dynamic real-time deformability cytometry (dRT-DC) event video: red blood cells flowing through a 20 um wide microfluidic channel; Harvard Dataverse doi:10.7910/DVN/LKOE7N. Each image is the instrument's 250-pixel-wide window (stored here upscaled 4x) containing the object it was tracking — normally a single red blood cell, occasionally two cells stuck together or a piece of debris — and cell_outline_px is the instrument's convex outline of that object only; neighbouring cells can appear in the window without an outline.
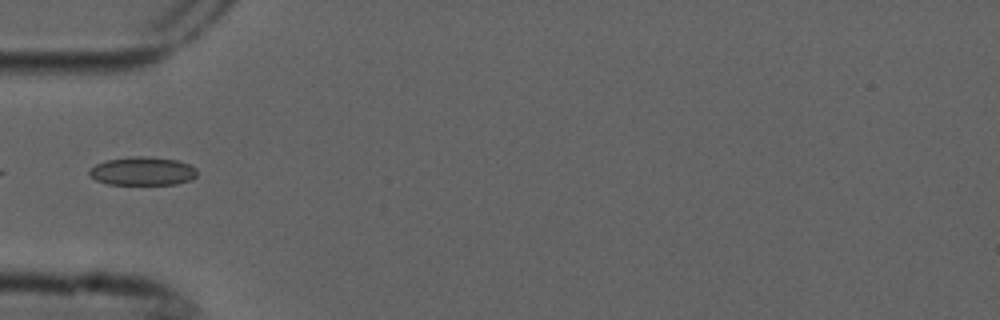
{"species": "common noctule bat (a hibernating species)", "species_latin": "Nyctalus noctula", "temperature_condition": "cold", "stored_images_in_passage": 4, "camera_frame_rate_fps": 3000, "um_per_image_px": 0.085, "animal": {"sex": "male", "forearm_length_mm": 52.5}, "frame": {"image": 1, "passage_image": 4, "time_ms": 1.0, "image_size_px": [1000, 320], "cell_outline_px": [[196, 176], [192, 180], [176, 184], [108, 184], [96, 180], [88, 172], [96, 164], [104, 160], [132, 156], [148, 156], [176, 160], [188, 164], [196, 168]], "centroid_in_image_um": [12.13, 14.54], "position_along_channel_um": 72.9, "area_um2": 17.86}}